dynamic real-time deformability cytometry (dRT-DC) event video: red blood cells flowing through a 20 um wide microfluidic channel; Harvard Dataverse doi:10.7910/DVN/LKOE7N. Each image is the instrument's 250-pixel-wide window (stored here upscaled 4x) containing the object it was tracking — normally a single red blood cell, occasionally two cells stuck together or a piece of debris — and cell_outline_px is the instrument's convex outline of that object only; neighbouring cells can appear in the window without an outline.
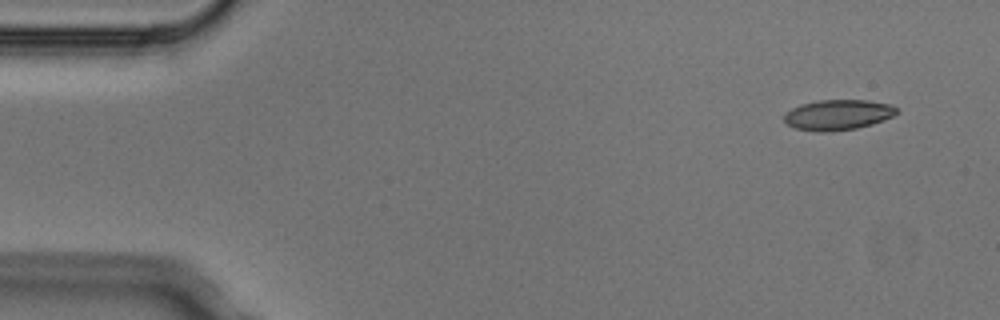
{"species": "Egyptian fruit bat (a non-hibernating species)", "species_latin": "Rousettus aegyptiacus", "temperature_condition": "cold", "stored_images_in_passage": 4, "camera_frame_rate_fps": 3000, "um_per_image_px": 0.085, "animal": {"sex": "male"}, "frame": {"image": 1, "passage_image": 1, "time_ms": 0.0, "image_size_px": [1000, 320], "cell_outline_px": [[900, 112], [884, 120], [872, 124], [856, 128], [832, 132], [816, 132], [796, 128], [788, 124], [784, 120], [784, 116], [792, 108], [800, 104], [820, 100], [868, 100], [892, 104], [900, 108]], "centroid_in_image_um": [71.28, 9.76], "position_along_channel_um": 13.7, "area_um2": 20.11}}
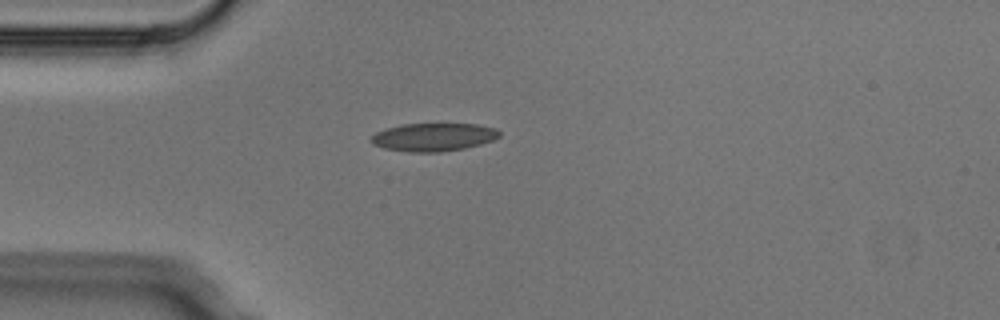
{"frame": {"image": 2, "passage_image": 3, "time_ms": 0.667, "image_size_px": [1000, 320], "cell_outline_px": [[500, 136], [492, 140], [480, 144], [464, 148], [440, 152], [408, 152], [384, 148], [372, 144], [368, 140], [376, 132], [388, 128], [404, 124], [476, 124], [496, 128], [500, 132]], "centroid_in_image_um": [36.83, 11.66], "position_along_channel_um": 48.2, "area_um2": 20.92}}